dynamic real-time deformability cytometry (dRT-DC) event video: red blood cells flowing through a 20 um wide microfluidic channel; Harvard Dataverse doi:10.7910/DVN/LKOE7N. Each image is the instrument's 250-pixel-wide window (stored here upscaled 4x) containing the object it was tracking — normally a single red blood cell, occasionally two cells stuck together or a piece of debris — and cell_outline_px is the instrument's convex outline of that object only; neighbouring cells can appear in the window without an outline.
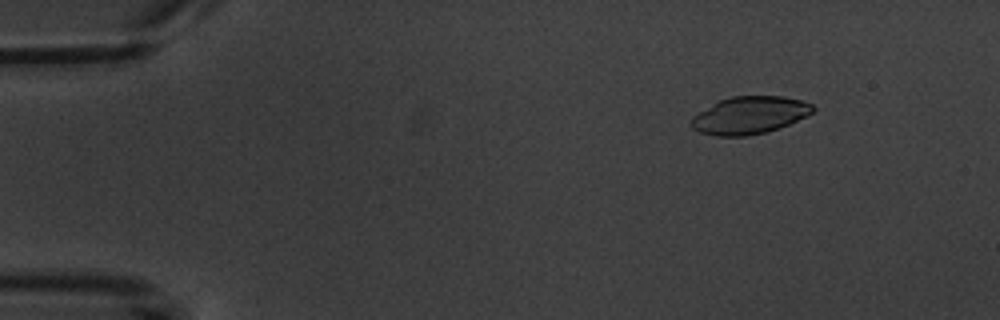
{"species": "common noctule bat (a hibernating species)", "species_latin": "Nyctalus noctula", "temperature_condition": "warm", "stored_images_in_passage": 7, "camera_frame_rate_fps": 3000, "um_per_image_px": 0.085, "animal": {"sex": "male", "body_mass_g": 20.1, "forearm_length_mm": 53.5}, "frame": {"image": 1, "passage_image": 3, "time_ms": 2.333, "image_size_px": [1000, 320], "cell_outline_px": [[816, 108], [808, 116], [780, 128], [764, 132], [744, 136], [716, 136], [700, 132], [692, 128], [692, 116], [720, 100], [732, 96], [784, 96], [800, 100], [812, 104]], "centroid_in_image_um": [63.75, 9.79], "position_along_channel_um": 21.3, "area_um2": 26.41}}